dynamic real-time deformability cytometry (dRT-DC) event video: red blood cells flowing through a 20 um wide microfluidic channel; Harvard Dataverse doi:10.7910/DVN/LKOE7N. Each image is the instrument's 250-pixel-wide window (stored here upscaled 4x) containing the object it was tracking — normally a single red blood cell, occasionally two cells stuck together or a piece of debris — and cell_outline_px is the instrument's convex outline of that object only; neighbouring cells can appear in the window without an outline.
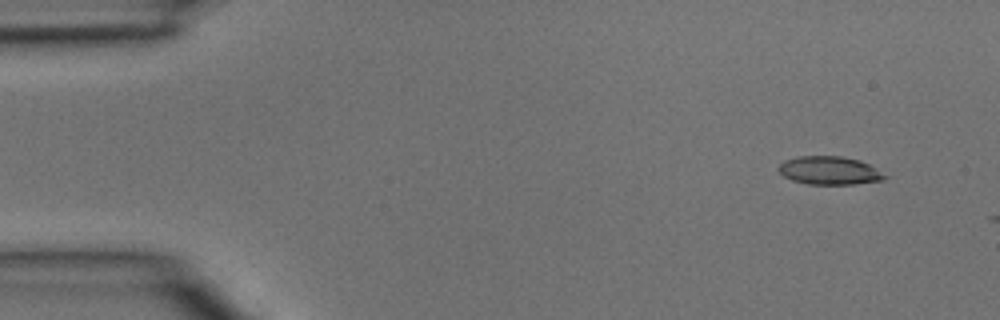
{"species": "common noctule bat (a hibernating species)", "species_latin": "Nyctalus noctula", "temperature_condition": "room temperature", "stored_images_in_passage": 3, "camera_frame_rate_fps": 3000, "um_per_image_px": 0.085, "animal": {"sex": "male", "body_mass_g": 15.6}, "frame": {"image": 1, "passage_image": 1, "time_ms": 0.0, "image_size_px": [1000, 320], "cell_outline_px": [[888, 176], [884, 180], [852, 184], [808, 184], [792, 180], [784, 176], [776, 168], [784, 160], [796, 156], [840, 156], [860, 160], [876, 168]], "centroid_in_image_um": [70.49, 14.49], "position_along_channel_um": 14.5, "area_um2": 17.51}}